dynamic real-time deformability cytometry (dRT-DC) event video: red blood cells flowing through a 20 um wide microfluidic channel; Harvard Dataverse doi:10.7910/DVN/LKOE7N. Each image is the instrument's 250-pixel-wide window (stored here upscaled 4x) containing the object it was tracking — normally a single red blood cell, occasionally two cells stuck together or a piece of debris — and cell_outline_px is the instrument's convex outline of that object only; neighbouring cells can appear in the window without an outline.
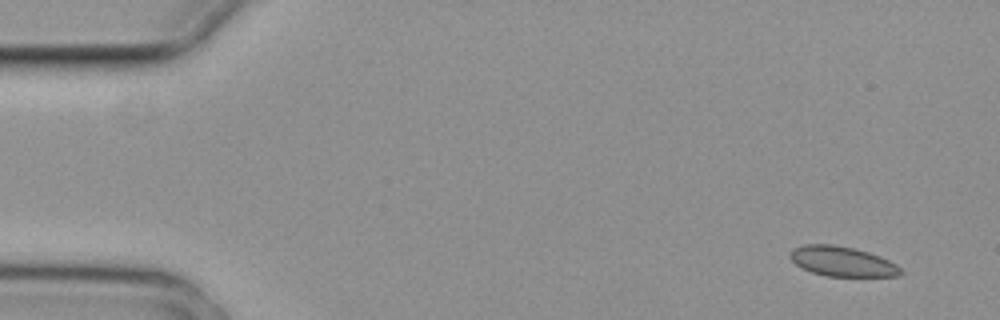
{"species": "common noctule bat (a hibernating species)", "species_latin": "Nyctalus noctula", "temperature_condition": "cold", "stored_images_in_passage": 6, "segment_of_instrument_passage": [1, 2], "camera_frame_rate_fps": 3000, "um_per_image_px": 0.085, "animal": {"sex": "female", "body_mass_g": 29.2, "forearm_length_mm": 56.3}, "frame": {"image": 1, "passage_image": 2, "time_ms": 0.333, "image_size_px": [1000, 320], "cell_outline_px": [[904, 272], [900, 276], [824, 276], [800, 268], [788, 256], [792, 248], [804, 244], [832, 244], [852, 248], [868, 252], [880, 256], [896, 264]], "centroid_in_image_um": [71.56, 22.22], "position_along_channel_um": 13.4, "area_um2": 19.36}}